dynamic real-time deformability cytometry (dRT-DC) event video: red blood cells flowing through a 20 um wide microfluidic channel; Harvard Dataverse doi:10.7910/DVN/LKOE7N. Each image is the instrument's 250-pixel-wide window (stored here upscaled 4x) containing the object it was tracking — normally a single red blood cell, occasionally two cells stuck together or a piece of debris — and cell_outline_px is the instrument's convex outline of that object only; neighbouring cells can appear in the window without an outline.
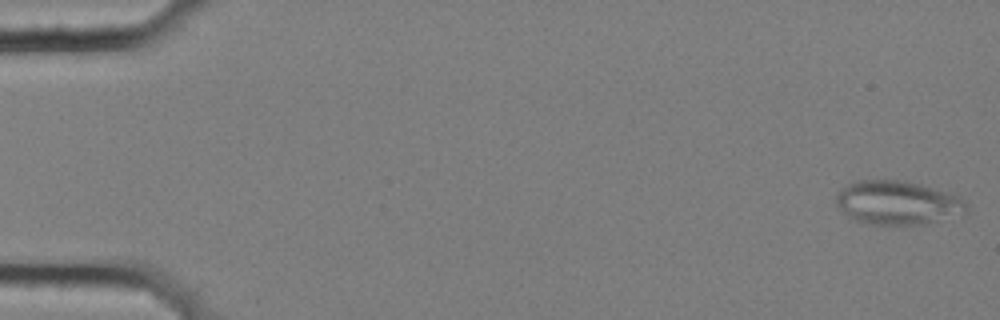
{"species": "common noctule bat (a hibernating species)", "species_latin": "Nyctalus noctula", "temperature_condition": "cold", "stored_images_in_passage": 10, "camera_frame_rate_fps": 3000, "um_per_image_px": 0.085, "animal": {"sex": "female", "body_mass_g": 25.1}, "frame": {"image": 1, "passage_image": 1, "time_ms": 0.0, "image_size_px": [1000, 320], "cell_outline_px": [[968, 212], [920, 224], [868, 224], [856, 220], [844, 212], [836, 204], [836, 196], [840, 188], [856, 180], [896, 180], [920, 184], [960, 196], [968, 204]], "centroid_in_image_um": [76.28, 17.21], "position_along_channel_um": 8.7, "area_um2": 32.89}}
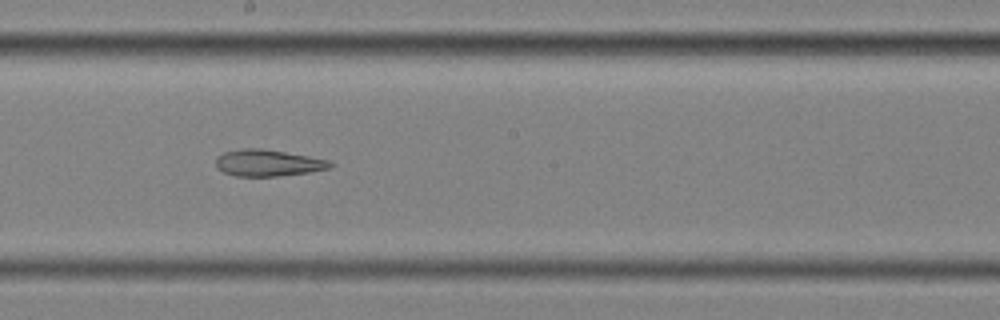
{"frame": {"image": 2, "passage_image": 9, "time_ms": 2.667, "image_size_px": [1000, 320], "cell_outline_px": [[336, 164], [332, 168], [308, 172], [276, 176], [236, 176], [224, 172], [216, 168], [216, 160], [224, 152], [244, 148], [260, 148], [308, 156], [328, 160]], "centroid_in_image_um": [22.8, 13.85], "position_along_channel_um": 225.4, "area_um2": 17.57}}
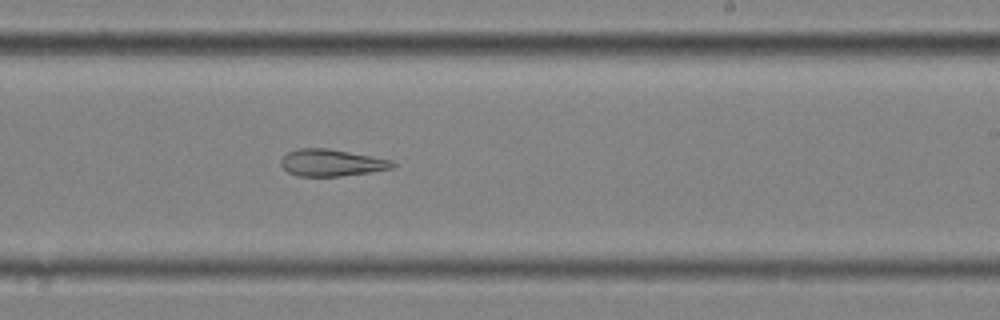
{"frame": {"image": 3, "passage_image": 10, "time_ms": 3.0, "image_size_px": [1000, 320], "cell_outline_px": [[396, 164], [392, 168], [368, 172], [340, 176], [296, 176], [288, 172], [280, 164], [280, 160], [288, 152], [300, 148], [328, 148], [392, 160]], "centroid_in_image_um": [28.15, 13.83], "position_along_channel_um": 260.9, "area_um2": 17.34}}